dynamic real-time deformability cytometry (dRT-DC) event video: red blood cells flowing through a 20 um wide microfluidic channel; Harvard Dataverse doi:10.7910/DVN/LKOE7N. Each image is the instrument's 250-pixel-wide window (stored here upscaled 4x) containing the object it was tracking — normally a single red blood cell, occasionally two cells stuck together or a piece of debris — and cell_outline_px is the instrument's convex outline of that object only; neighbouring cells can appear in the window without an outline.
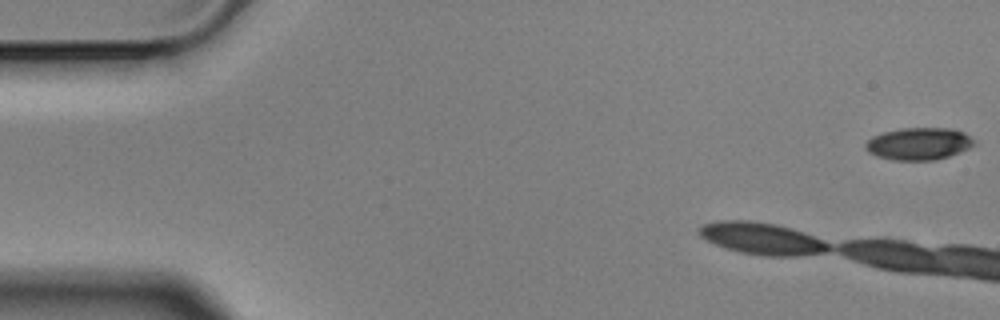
{"species": "Egyptian fruit bat (a non-hibernating species)", "species_latin": "Rousettus aegyptiacus", "temperature_condition": "cold", "stored_images_in_passage": 5, "camera_frame_rate_fps": 3000, "um_per_image_px": 0.085, "animal": {"sex": "male"}, "frame": {"image": 1, "passage_image": 1, "time_ms": 0.0, "image_size_px": [1000, 320], "cell_outline_px": [[976, 144], [960, 152], [936, 160], [892, 160], [876, 156], [868, 152], [864, 148], [864, 144], [872, 136], [884, 132], [900, 128], [948, 128], [964, 132], [976, 140]], "centroid_in_image_um": [78.09, 12.22], "position_along_channel_um": 6.9, "area_um2": 20.58}}
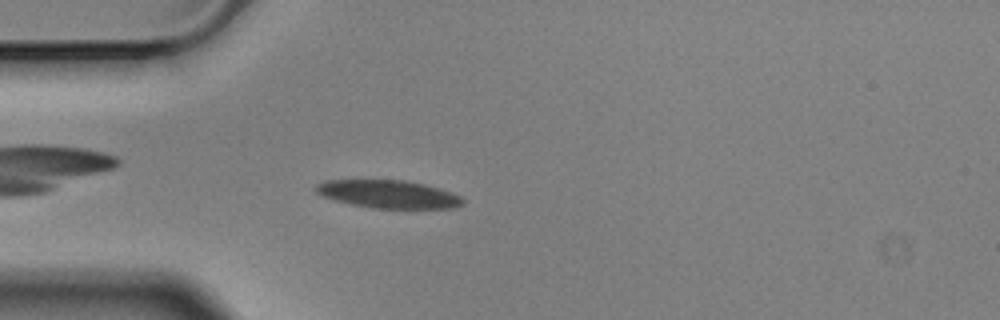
{"frame": {"image": 2, "passage_image": 5, "time_ms": 1.333, "image_size_px": [1000, 320], "cell_outline_px": [[464, 204], [452, 208], [372, 208], [352, 204], [320, 196], [312, 188], [316, 184], [324, 180], [404, 180], [424, 184], [440, 188], [452, 192], [460, 196], [464, 200]], "centroid_in_image_um": [32.98, 16.49], "position_along_channel_um": 52.0, "area_um2": 24.04}}